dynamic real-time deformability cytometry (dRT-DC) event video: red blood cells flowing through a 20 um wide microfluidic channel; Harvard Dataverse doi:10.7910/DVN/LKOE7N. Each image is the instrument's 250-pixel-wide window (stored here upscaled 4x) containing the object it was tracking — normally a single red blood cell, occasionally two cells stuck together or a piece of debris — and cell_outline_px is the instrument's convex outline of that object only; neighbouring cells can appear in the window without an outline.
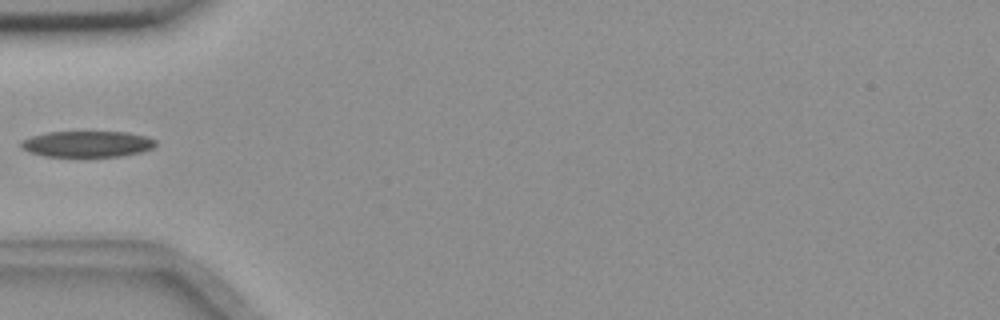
{"species": "common noctule bat (a hibernating species)", "species_latin": "Nyctalus noctula", "temperature_condition": "room temperature", "stored_images_in_passage": 4, "camera_frame_rate_fps": 3000, "um_per_image_px": 0.085, "animal": {"sex": "female", "body_mass_g": 18.4}, "frame": {"image": 1, "passage_image": 4, "time_ms": 1.0, "image_size_px": [1000, 320], "cell_outline_px": [[156, 144], [152, 148], [140, 152], [120, 156], [44, 156], [28, 152], [20, 148], [20, 140], [32, 136], [48, 132], [128, 132], [148, 136], [156, 140]], "centroid_in_image_um": [7.39, 12.23], "position_along_channel_um": 77.6, "area_um2": 20.52}}